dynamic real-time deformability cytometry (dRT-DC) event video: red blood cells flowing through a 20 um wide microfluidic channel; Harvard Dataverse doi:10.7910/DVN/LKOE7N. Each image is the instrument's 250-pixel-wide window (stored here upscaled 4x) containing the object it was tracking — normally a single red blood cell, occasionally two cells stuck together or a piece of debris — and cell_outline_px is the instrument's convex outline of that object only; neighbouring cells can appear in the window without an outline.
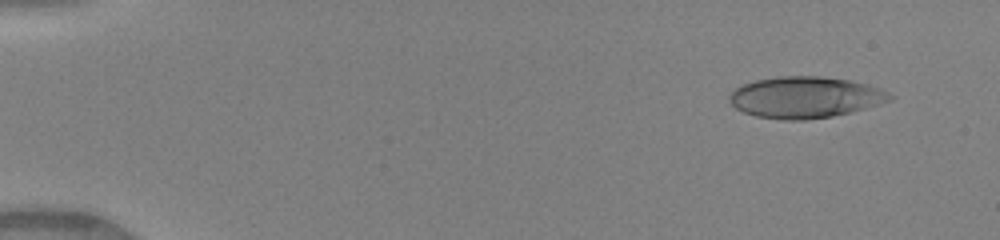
{"species": "human", "species_latin": "Homo sapiens", "temperature_condition": "warm", "stored_images_in_passage": 49, "camera_frame_rate_fps": 3000, "um_per_image_px": 0.085, "donor": {"sex": "female"}, "frame": {"image": 1, "passage_image": 4, "time_ms": 1.0, "image_size_px": [1000, 240], "cell_outline_px": [[896, 96], [892, 100], [864, 108], [832, 116], [804, 120], [784, 120], [756, 116], [744, 112], [736, 108], [728, 100], [728, 96], [736, 88], [744, 84], [756, 80], [780, 76], [820, 76], [848, 80], [864, 84], [888, 92]], "centroid_in_image_um": [68.41, 8.27], "position_along_channel_um": 16.6, "area_um2": 38.26}}
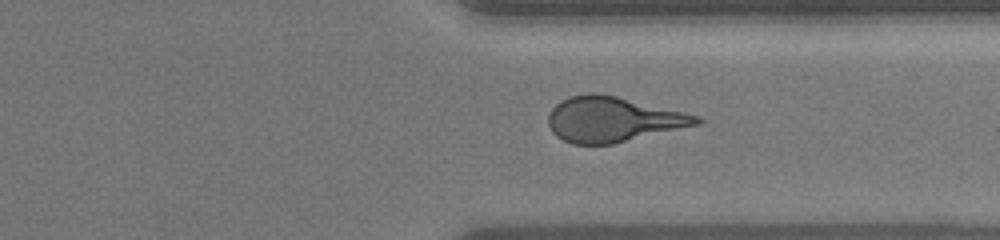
{"frame": {"image": 2, "passage_image": 38, "time_ms": 12.333, "image_size_px": [1000, 240], "cell_outline_px": [[704, 120], [700, 124], [612, 144], [572, 144], [556, 136], [552, 132], [548, 124], [548, 112], [560, 100], [572, 96], [588, 92], [600, 92], [684, 112], [700, 116]], "centroid_in_image_um": [52.07, 10.13], "position_along_channel_um": 359.3, "area_um2": 39.07}}
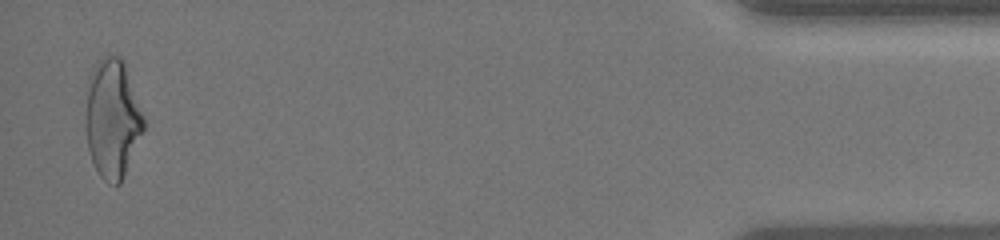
{"frame": {"image": 3, "passage_image": 48, "time_ms": 15.667, "image_size_px": [1000, 240], "cell_outline_px": [[144, 128], [124, 176], [120, 184], [108, 184], [100, 176], [92, 160], [88, 148], [88, 92], [96, 64], [100, 60], [108, 56], [120, 56], [124, 60], [144, 116]], "centroid_in_image_um": [9.62, 10.13], "position_along_channel_um": 425.6, "area_um2": 38.78}, "authors_computed_cell_mechanics": {"area_um2": 38.7838, "velocity_mm_per_s": 4.1506, "shape_relaxation_time_tau1_ms": 6.1748, "shape_relaxation_time_tau2_ms": 1.1785, "deformation_change_tau1": 0.2192, "deformation_change_tau2": 0.1183}}